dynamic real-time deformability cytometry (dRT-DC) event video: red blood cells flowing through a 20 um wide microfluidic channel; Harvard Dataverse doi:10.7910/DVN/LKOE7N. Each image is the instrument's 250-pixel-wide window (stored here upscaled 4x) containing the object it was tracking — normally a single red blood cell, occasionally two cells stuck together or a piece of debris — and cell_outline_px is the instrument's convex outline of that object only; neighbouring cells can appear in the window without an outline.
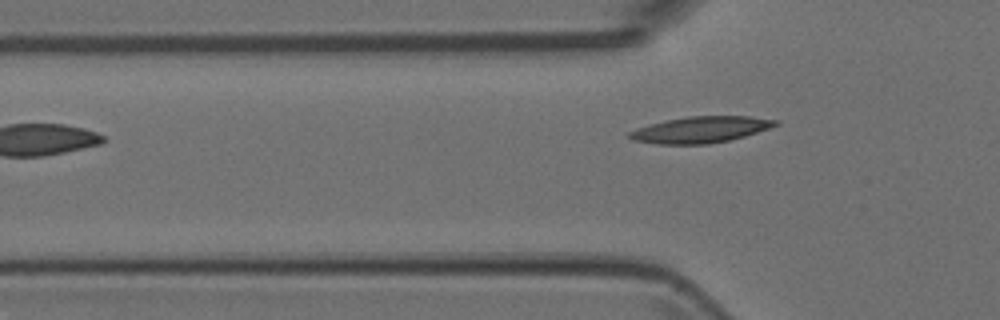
{"species": "Egyptian fruit bat (a non-hibernating species)", "species_latin": "Rousettus aegyptiacus", "temperature_condition": "room temperature", "stored_images_in_passage": 3, "camera_frame_rate_fps": 3000, "um_per_image_px": 0.085, "animal": {"sex": "female"}, "frame": {"image": 1, "passage_image": 3, "time_ms": 0.667, "image_size_px": [1000, 320], "cell_outline_px": [[780, 124], [744, 136], [728, 140], [708, 144], [656, 144], [632, 140], [628, 136], [628, 132], [636, 128], [668, 120], [688, 116], [748, 116], [780, 120]], "centroid_in_image_um": [59.55, 11.02], "position_along_channel_um": 66.2, "area_um2": 22.2}}